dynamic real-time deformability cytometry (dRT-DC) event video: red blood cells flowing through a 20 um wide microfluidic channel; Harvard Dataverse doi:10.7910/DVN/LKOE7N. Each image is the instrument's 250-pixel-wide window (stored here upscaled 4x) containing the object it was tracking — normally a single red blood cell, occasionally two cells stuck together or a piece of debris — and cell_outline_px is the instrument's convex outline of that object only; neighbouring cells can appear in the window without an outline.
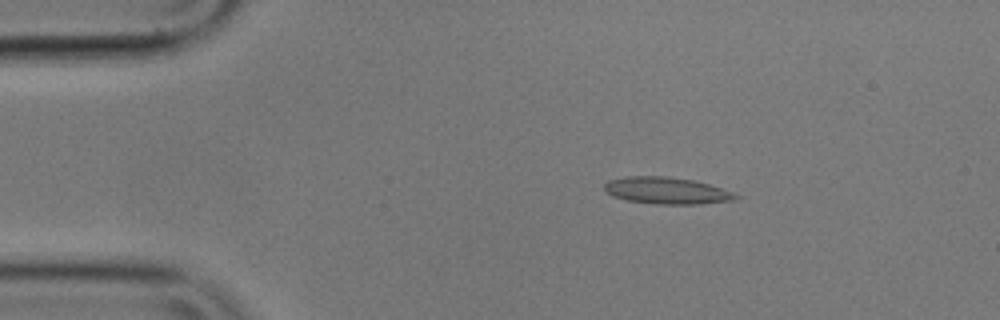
{"species": "common noctule bat (a hibernating species)", "species_latin": "Nyctalus noctula", "temperature_condition": "cold", "stored_images_in_passage": 54, "camera_frame_rate_fps": 3000, "um_per_image_px": 0.085, "animal": {"sex": "male", "body_mass_g": 17.9}, "frame": {"image": 1, "passage_image": 8, "time_ms": 2.333, "image_size_px": [1000, 320], "cell_outline_px": [[740, 196], [732, 200], [700, 204], [656, 204], [628, 200], [612, 196], [604, 188], [604, 184], [608, 180], [624, 176], [668, 176], [692, 180], [708, 184], [732, 192]], "centroid_in_image_um": [56.63, 16.19], "position_along_channel_um": 28.4, "area_um2": 20.35}}
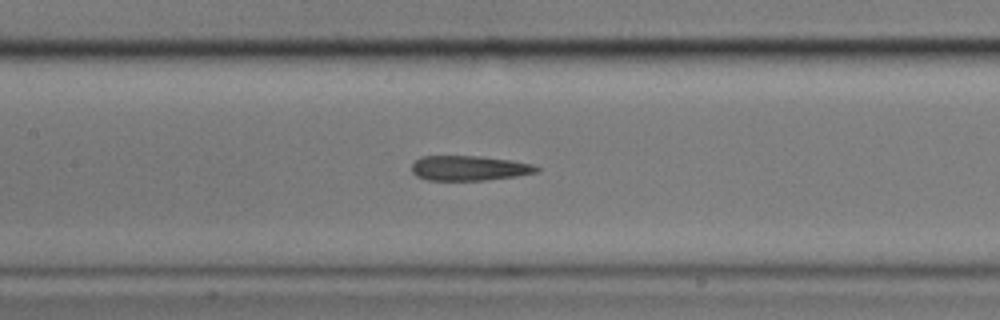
{"frame": {"image": 2, "passage_image": 24, "time_ms": 7.667, "image_size_px": [1000, 320], "cell_outline_px": [[540, 168], [536, 172], [516, 176], [484, 180], [428, 180], [416, 176], [412, 172], [412, 164], [420, 156], [480, 156], [508, 160], [532, 164]], "centroid_in_image_um": [39.83, 14.29], "position_along_channel_um": 167.6, "area_um2": 17.98}}
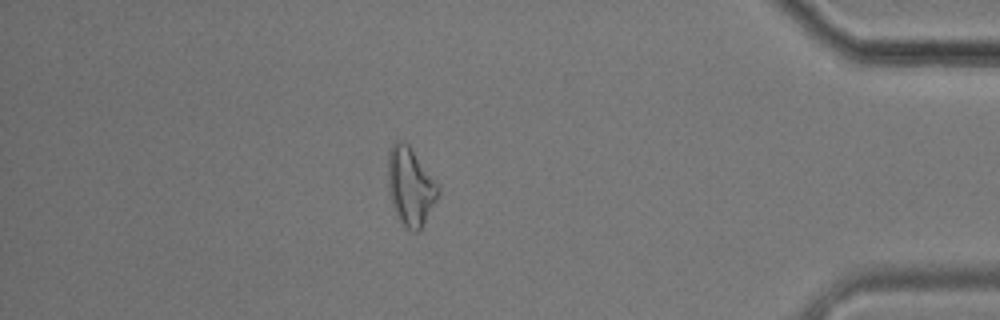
{"frame": {"image": 3, "passage_image": 47, "time_ms": 15.333, "image_size_px": [1000, 320], "cell_outline_px": [[440, 192], [420, 232], [412, 232], [396, 216], [388, 192], [388, 152], [392, 144], [396, 140], [400, 140], [408, 144], [440, 184]], "centroid_in_image_um": [34.9, 15.84], "position_along_channel_um": 400.3, "area_um2": 23.18}, "authors_computed_cell_mechanics": {"area_um2": 19.5364, "velocity_mm_per_s": 3.566, "shape_relaxation_time_tau1_ms": null, "shape_relaxation_time_tau2_ms": 6.46, "deformation_change_tau1": null, "deformation_change_tau2": 0.1957}}